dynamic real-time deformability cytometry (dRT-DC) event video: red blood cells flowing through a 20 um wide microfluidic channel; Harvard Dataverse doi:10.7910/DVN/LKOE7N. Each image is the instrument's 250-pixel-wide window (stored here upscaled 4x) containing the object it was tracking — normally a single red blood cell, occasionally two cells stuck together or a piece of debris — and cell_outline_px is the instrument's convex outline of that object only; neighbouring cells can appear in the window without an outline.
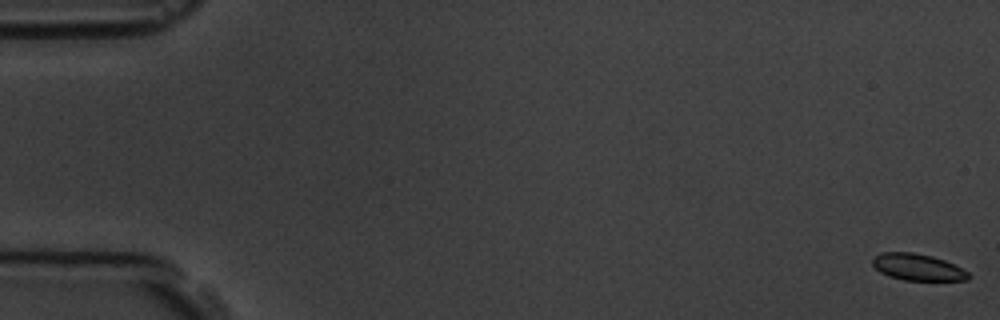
{"species": "common noctule bat (a hibernating species)", "species_latin": "Nyctalus noctula", "temperature_condition": "room temperature", "stored_images_in_passage": 8, "camera_frame_rate_fps": 3000, "um_per_image_px": 0.085, "animal": {"sex": "male", "body_mass_g": 19.5, "forearm_length_mm": 54.6}, "frame": {"image": 1, "passage_image": 1, "time_ms": 0.0, "image_size_px": [1000, 320], "cell_outline_px": [[972, 276], [968, 280], [904, 280], [888, 276], [880, 272], [872, 264], [872, 260], [880, 252], [912, 252], [932, 256], [944, 260], [968, 272]], "centroid_in_image_um": [77.99, 22.71], "position_along_channel_um": 7.0, "area_um2": 14.8}}
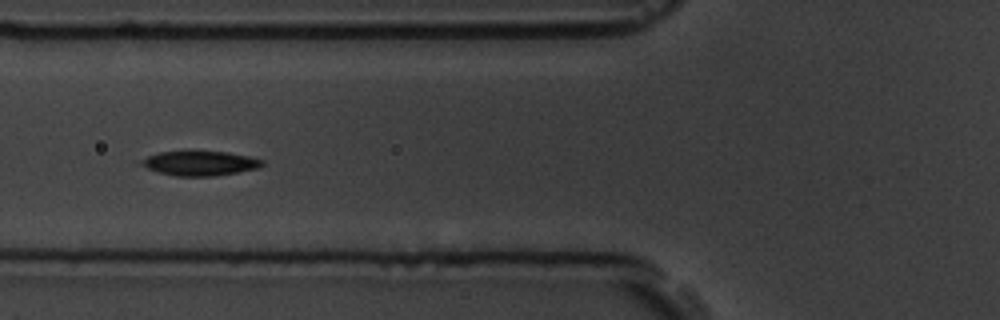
{"frame": {"image": 2, "passage_image": 7, "time_ms": 7.0, "image_size_px": [1000, 320], "cell_outline_px": [[264, 164], [260, 168], [212, 176], [176, 176], [160, 172], [136, 164], [140, 160], [148, 156], [160, 152], [184, 148], [188, 148], [224, 152], [248, 156], [264, 160]], "centroid_in_image_um": [16.94, 13.82], "position_along_channel_um": 108.9, "area_um2": 18.03}}
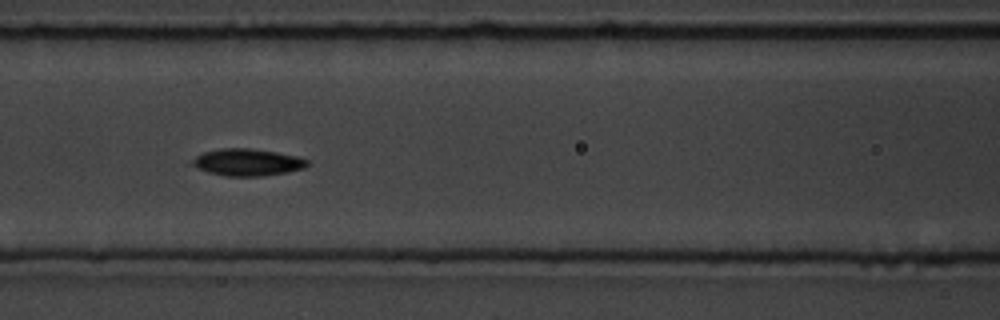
{"frame": {"image": 3, "passage_image": 8, "time_ms": 8.0, "image_size_px": [1000, 320], "cell_outline_px": [[308, 164], [304, 168], [288, 172], [260, 176], [224, 176], [208, 172], [188, 164], [196, 156], [204, 152], [220, 148], [248, 148], [276, 152], [296, 156], [308, 160]], "centroid_in_image_um": [20.99, 13.79], "position_along_channel_um": 145.6, "area_um2": 18.09}}